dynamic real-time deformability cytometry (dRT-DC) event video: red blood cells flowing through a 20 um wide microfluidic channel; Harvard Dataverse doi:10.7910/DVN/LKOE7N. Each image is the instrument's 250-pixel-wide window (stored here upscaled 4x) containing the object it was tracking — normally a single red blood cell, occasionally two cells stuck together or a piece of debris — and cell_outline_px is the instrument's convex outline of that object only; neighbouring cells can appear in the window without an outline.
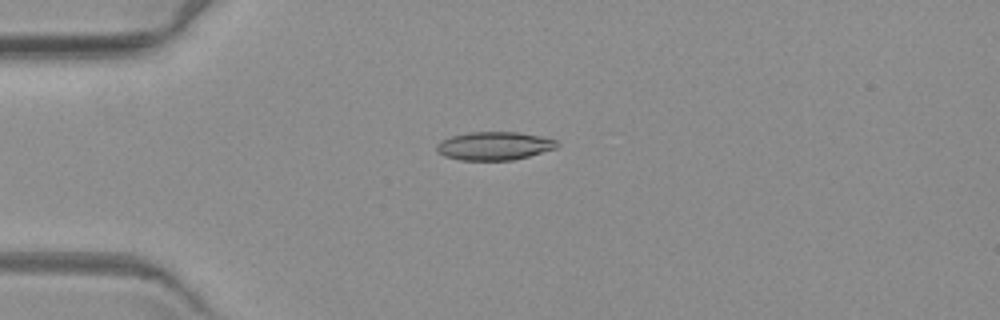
{"species": "common noctule bat (a hibernating species)", "species_latin": "Nyctalus noctula", "temperature_condition": "warm", "stored_images_in_passage": 3, "camera_frame_rate_fps": 3000, "um_per_image_px": 0.085, "animal": {"sex": "female", "body_mass_g": 19.3, "forearm_length_mm": 54.1}, "frame": {"image": 1, "passage_image": 2, "time_ms": 1.333, "image_size_px": [1000, 320], "cell_outline_px": [[556, 148], [528, 156], [512, 160], [460, 160], [444, 156], [436, 152], [436, 144], [440, 140], [452, 136], [468, 132], [520, 132], [540, 136], [556, 140]], "centroid_in_image_um": [41.95, 12.4], "position_along_channel_um": 43.1, "area_um2": 19.83}}